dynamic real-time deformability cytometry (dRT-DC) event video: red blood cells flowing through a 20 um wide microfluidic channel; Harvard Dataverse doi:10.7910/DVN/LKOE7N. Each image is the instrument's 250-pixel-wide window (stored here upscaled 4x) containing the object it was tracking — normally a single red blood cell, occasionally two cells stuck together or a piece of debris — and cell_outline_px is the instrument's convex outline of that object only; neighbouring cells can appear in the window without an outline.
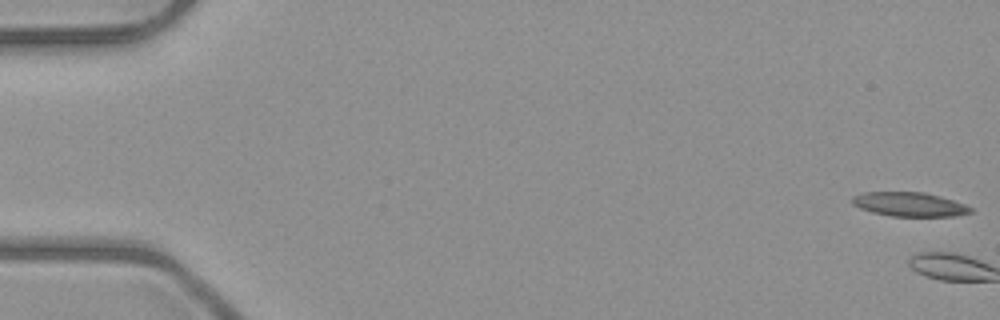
{"species": "common noctule bat (a hibernating species)", "species_latin": "Nyctalus noctula", "temperature_condition": "room temperature", "stored_images_in_passage": 5, "camera_frame_rate_fps": 3000, "um_per_image_px": 0.085, "animal": {"sex": "male", "body_mass_g": 23.1, "forearm_length_mm": 52.7}, "frame": {"image": 1, "passage_image": 5, "time_ms": 4.667, "image_size_px": [1000, 320], "cell_outline_px": [[972, 212], [956, 216], [892, 216], [872, 212], [860, 208], [852, 204], [852, 196], [864, 192], [924, 192], [940, 196], [964, 204], [972, 208]], "centroid_in_image_um": [77.29, 17.36], "position_along_channel_um": 7.7, "area_um2": 16.59}}